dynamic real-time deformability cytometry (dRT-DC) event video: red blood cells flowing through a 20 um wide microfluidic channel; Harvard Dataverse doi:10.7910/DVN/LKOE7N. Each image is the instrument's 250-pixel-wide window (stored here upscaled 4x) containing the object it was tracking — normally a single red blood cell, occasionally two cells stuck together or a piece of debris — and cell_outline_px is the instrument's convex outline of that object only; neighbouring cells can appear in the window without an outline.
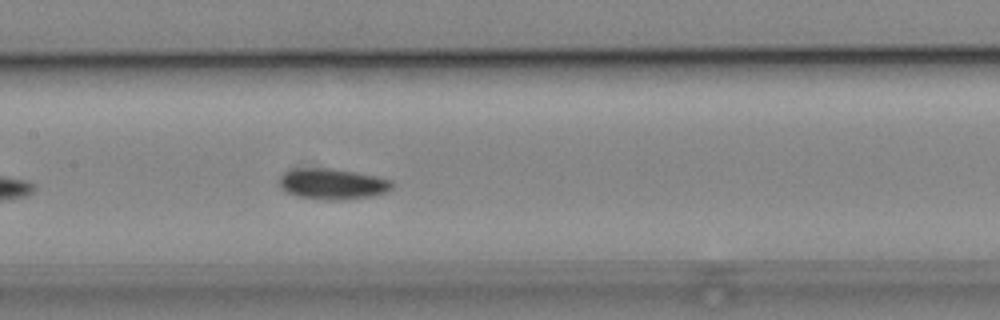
{"species": "common noctule bat (a hibernating species)", "species_latin": "Nyctalus noctula", "temperature_condition": "cold", "stored_images_in_passage": 6, "camera_frame_rate_fps": 3000, "um_per_image_px": 0.085, "animal": {"sex": "male", "body_mass_g": 19.2, "forearm_length_mm": 51.8}, "frame": {"image": 1, "passage_image": 6, "time_ms": 7.667, "image_size_px": [1000, 320], "cell_outline_px": [[392, 188], [384, 192], [372, 196], [332, 200], [324, 200], [296, 196], [284, 192], [276, 184], [276, 180], [284, 172], [292, 168], [328, 168], [376, 176], [392, 180]], "centroid_in_image_um": [28.14, 15.63], "position_along_channel_um": 179.3, "area_um2": 20.4}}